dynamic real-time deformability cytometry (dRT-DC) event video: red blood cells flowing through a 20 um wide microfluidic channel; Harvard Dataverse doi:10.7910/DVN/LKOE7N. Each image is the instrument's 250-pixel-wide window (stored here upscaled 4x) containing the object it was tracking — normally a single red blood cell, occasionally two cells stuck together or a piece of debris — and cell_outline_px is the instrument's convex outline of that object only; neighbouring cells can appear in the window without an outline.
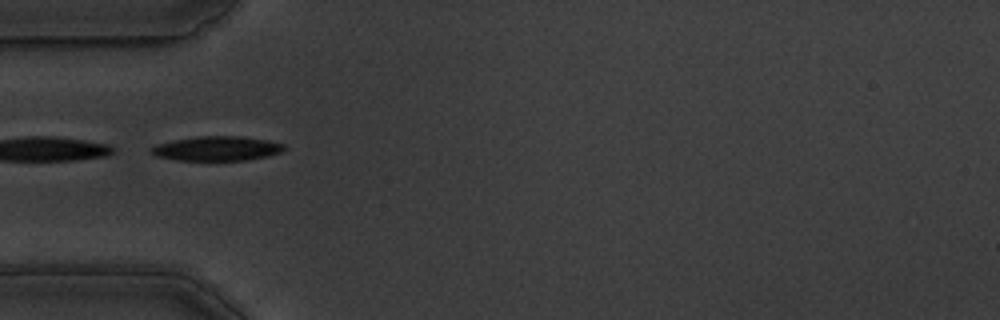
{"species": "common noctule bat (a hibernating species)", "species_latin": "Nyctalus noctula", "temperature_condition": "warm", "stored_images_in_passage": 20, "camera_frame_rate_fps": 3000, "um_per_image_px": 0.085, "animal": {"sex": "male", "body_mass_g": 19.5, "forearm_length_mm": 54.6}, "frame": {"image": 1, "passage_image": 1, "time_ms": 0.0, "image_size_px": [1000, 320], "cell_outline_px": [[288, 148], [280, 152], [268, 156], [248, 160], [176, 160], [156, 156], [148, 152], [156, 144], [176, 140], [200, 136], [240, 136], [268, 140], [284, 144]], "centroid_in_image_um": [18.47, 12.62], "position_along_channel_um": 66.5, "area_um2": 18.96}}